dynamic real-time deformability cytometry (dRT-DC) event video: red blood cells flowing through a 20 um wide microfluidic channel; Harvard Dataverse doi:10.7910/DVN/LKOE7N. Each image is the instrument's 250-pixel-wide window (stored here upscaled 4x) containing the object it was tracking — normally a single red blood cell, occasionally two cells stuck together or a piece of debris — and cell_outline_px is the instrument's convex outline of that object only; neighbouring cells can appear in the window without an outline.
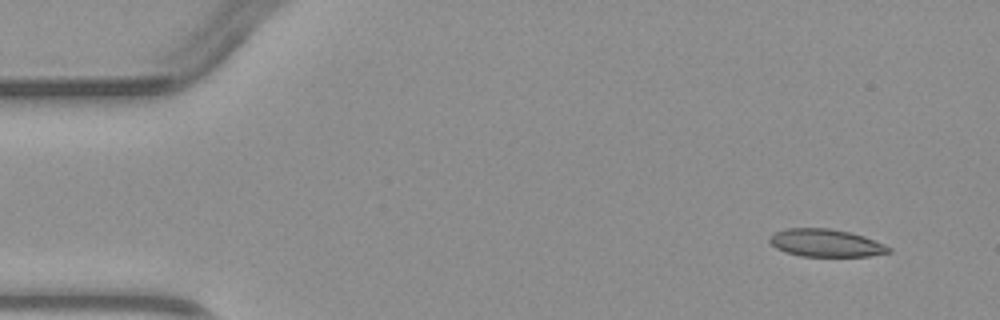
{"species": "common noctule bat (a hibernating species)", "species_latin": "Nyctalus noctula", "temperature_condition": "warm", "stored_images_in_passage": 4, "camera_frame_rate_fps": 3000, "um_per_image_px": 0.085, "animal": {"sex": "male", "body_mass_g": 23.1, "forearm_length_mm": 52.7}, "frame": {"image": 1, "passage_image": 4, "time_ms": 5.333, "image_size_px": [1000, 320], "cell_outline_px": [[892, 252], [868, 256], [800, 256], [784, 252], [776, 248], [768, 240], [768, 236], [784, 228], [828, 228], [848, 232], [864, 236], [884, 244], [892, 248]], "centroid_in_image_um": [70.17, 20.65], "position_along_channel_um": 14.8, "area_um2": 19.25}}